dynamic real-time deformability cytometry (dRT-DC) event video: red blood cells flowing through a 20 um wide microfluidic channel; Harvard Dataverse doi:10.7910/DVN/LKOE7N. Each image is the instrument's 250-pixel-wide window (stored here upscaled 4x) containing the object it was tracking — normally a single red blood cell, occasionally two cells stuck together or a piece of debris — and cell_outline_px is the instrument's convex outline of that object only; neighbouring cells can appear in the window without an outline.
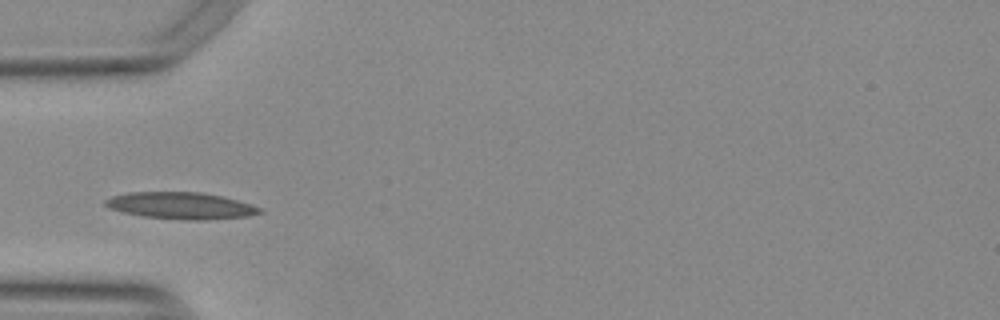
{"species": "Egyptian fruit bat (a non-hibernating species)", "species_latin": "Rousettus aegyptiacus", "temperature_condition": "warm", "stored_images_in_passage": 38, "camera_frame_rate_fps": 3000, "um_per_image_px": 0.085, "animal": {"sex": "female"}, "frame": {"image": 1, "passage_image": 1, "time_ms": 0.0, "image_size_px": [1000, 320], "cell_outline_px": [[264, 212], [248, 216], [204, 220], [184, 220], [144, 216], [124, 212], [108, 208], [104, 204], [104, 200], [112, 196], [128, 192], [200, 192], [224, 196], [260, 208]], "centroid_in_image_um": [15.35, 17.47], "position_along_channel_um": 69.6, "area_um2": 23.99}}
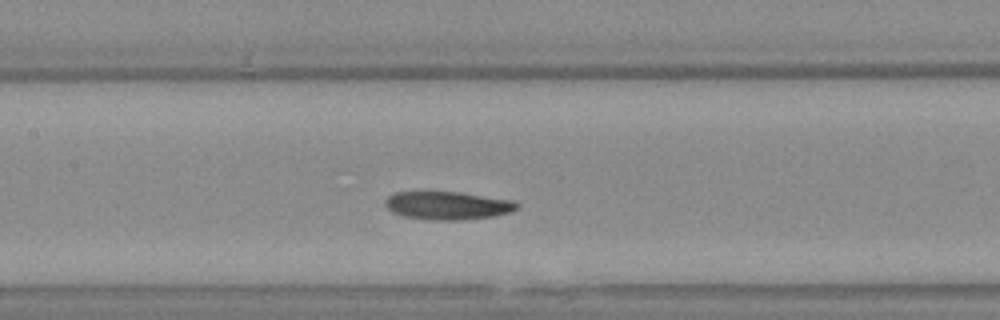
{"frame": {"image": 2, "passage_image": 9, "time_ms": 2.667, "image_size_px": [1000, 320], "cell_outline_px": [[520, 208], [512, 212], [492, 216], [460, 220], [432, 220], [404, 216], [392, 212], [384, 204], [384, 200], [388, 196], [396, 192], [460, 192], [512, 200], [520, 204]], "centroid_in_image_um": [38.07, 17.47], "position_along_channel_um": 169.3, "area_um2": 21.62}}
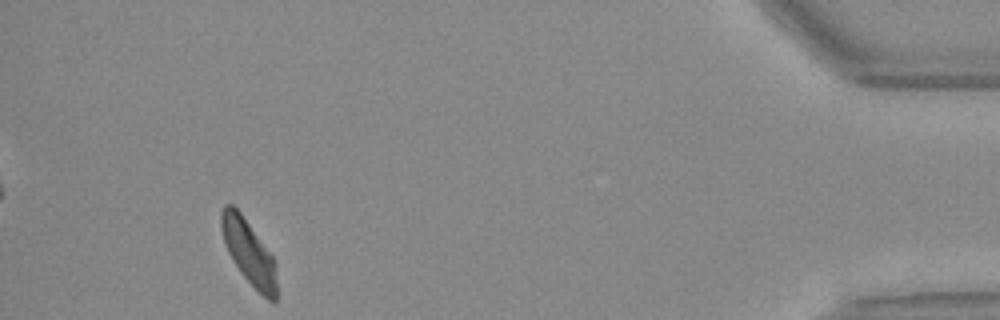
{"frame": {"image": 3, "passage_image": 34, "time_ms": 11.0, "image_size_px": [1000, 320], "cell_outline_px": [[276, 300], [268, 300], [240, 272], [232, 260], [228, 252], [220, 228], [220, 212], [224, 204], [232, 204], [240, 212], [272, 256], [276, 284]], "centroid_in_image_um": [21.08, 21.38], "position_along_channel_um": 414.1, "area_um2": 20.11}}